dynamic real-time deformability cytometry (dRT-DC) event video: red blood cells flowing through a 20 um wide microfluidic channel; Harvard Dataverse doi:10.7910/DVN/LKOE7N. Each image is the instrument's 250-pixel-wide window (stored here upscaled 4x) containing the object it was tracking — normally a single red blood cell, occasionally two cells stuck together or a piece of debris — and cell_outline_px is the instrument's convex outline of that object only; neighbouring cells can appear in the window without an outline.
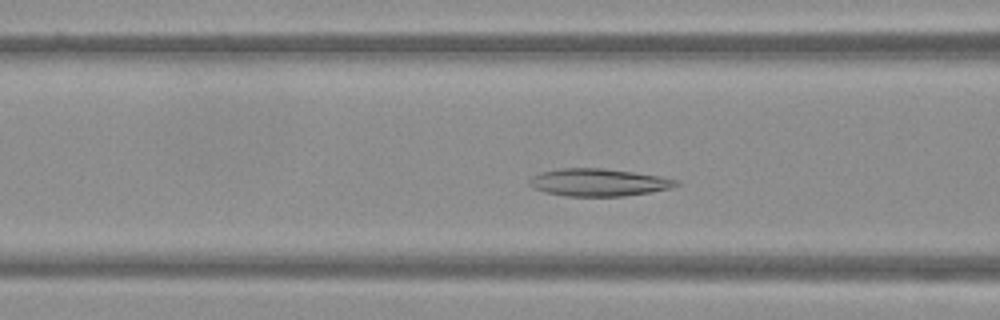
{"species": "Egyptian fruit bat (a non-hibernating species)", "species_latin": "Rousettus aegyptiacus", "temperature_condition": "warm", "stored_images_in_passage": 46, "camera_frame_rate_fps": 3000, "um_per_image_px": 0.085, "frame": {"image": 1, "passage_image": 15, "time_ms": 4.667, "image_size_px": [1000, 320], "cell_outline_px": [[680, 184], [672, 188], [652, 192], [624, 196], [568, 196], [544, 192], [532, 188], [528, 184], [528, 180], [532, 176], [540, 172], [560, 168], [604, 168], [660, 176], [680, 180]], "centroid_in_image_um": [50.88, 15.5], "position_along_channel_um": 115.7, "area_um2": 23.76}}
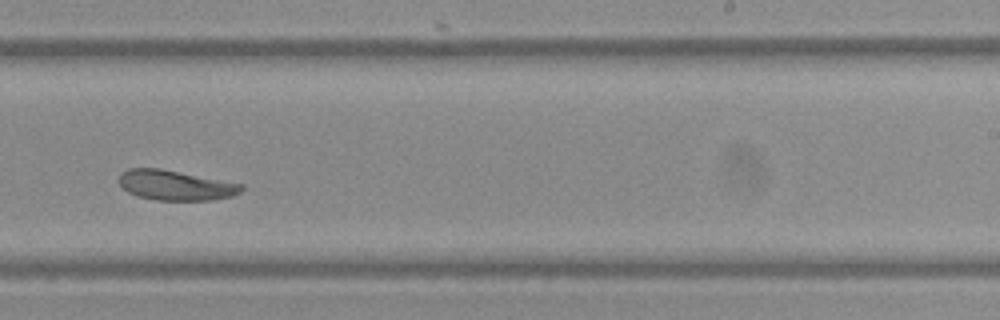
{"frame": {"image": 2, "passage_image": 27, "time_ms": 8.667, "image_size_px": [1000, 320], "cell_outline_px": [[244, 188], [240, 192], [232, 196], [212, 200], [156, 200], [136, 196], [128, 192], [116, 180], [120, 172], [128, 168], [160, 168], [244, 184]], "centroid_in_image_um": [14.89, 15.74], "position_along_channel_um": 274.1, "area_um2": 21.62}}
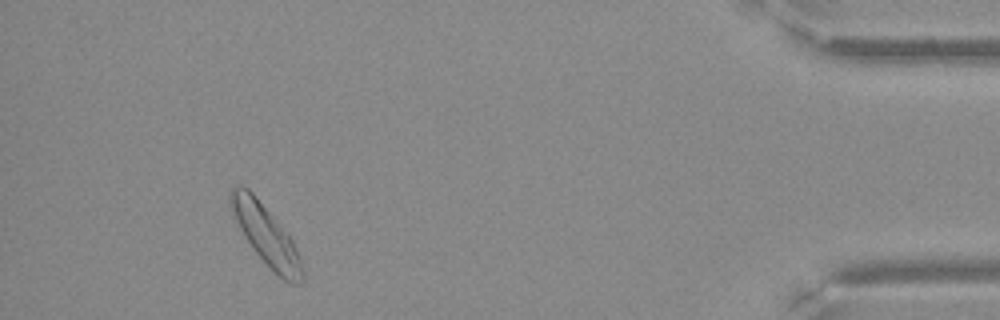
{"frame": {"image": 3, "passage_image": 42, "time_ms": 13.667, "image_size_px": [1000, 320], "cell_outline_px": [[304, 280], [300, 284], [292, 284], [284, 280], [252, 248], [244, 236], [232, 216], [228, 204], [228, 192], [232, 188], [248, 188], [256, 196], [288, 232], [300, 256], [304, 268]], "centroid_in_image_um": [22.61, 19.97], "position_along_channel_um": 412.6, "area_um2": 25.03}}